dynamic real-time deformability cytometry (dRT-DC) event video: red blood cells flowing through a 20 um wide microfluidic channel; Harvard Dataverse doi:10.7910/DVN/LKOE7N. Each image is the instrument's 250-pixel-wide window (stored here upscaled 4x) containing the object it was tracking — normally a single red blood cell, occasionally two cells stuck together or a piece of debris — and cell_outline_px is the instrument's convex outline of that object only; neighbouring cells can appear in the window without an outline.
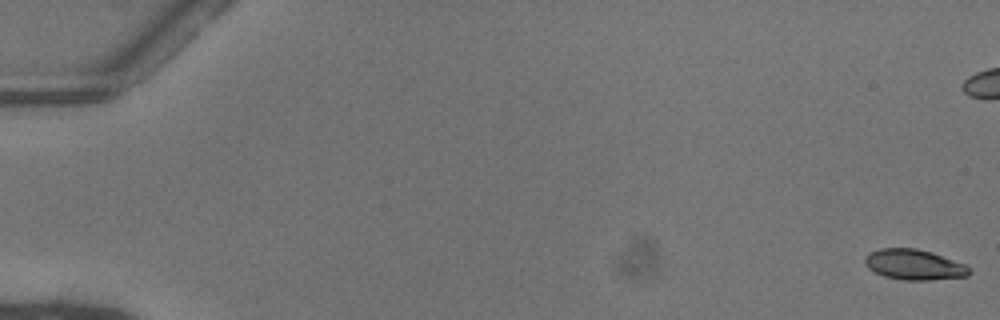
{"species": "common noctule bat (a hibernating species)", "species_latin": "Nyctalus noctula", "temperature_condition": "warm", "stored_images_in_passage": 53, "camera_frame_rate_fps": 3000, "um_per_image_px": 0.085, "animal": {"sex": "female"}, "frame": {"image": 1, "passage_image": 1, "time_ms": 0.0, "image_size_px": [1000, 320], "cell_outline_px": [[972, 272], [968, 276], [928, 280], [904, 280], [884, 276], [868, 268], [864, 264], [864, 256], [868, 252], [880, 248], [916, 248], [932, 252], [964, 264]], "centroid_in_image_um": [77.66, 22.48], "position_along_channel_um": 7.3, "area_um2": 18.55}}
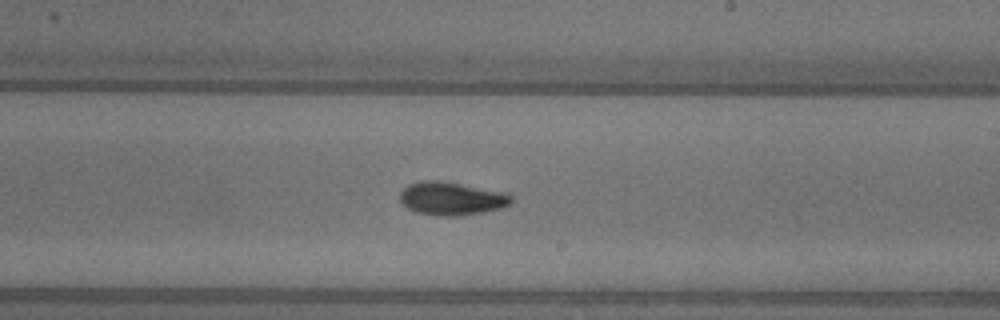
{"frame": {"image": 2, "passage_image": 32, "time_ms": 10.333, "image_size_px": [1000, 320], "cell_outline_px": [[512, 204], [500, 208], [460, 216], [436, 216], [416, 212], [400, 204], [400, 192], [408, 184], [420, 180], [436, 180], [508, 192], [512, 196]], "centroid_in_image_um": [38.36, 16.87], "position_along_channel_um": 250.6, "area_um2": 21.73}}
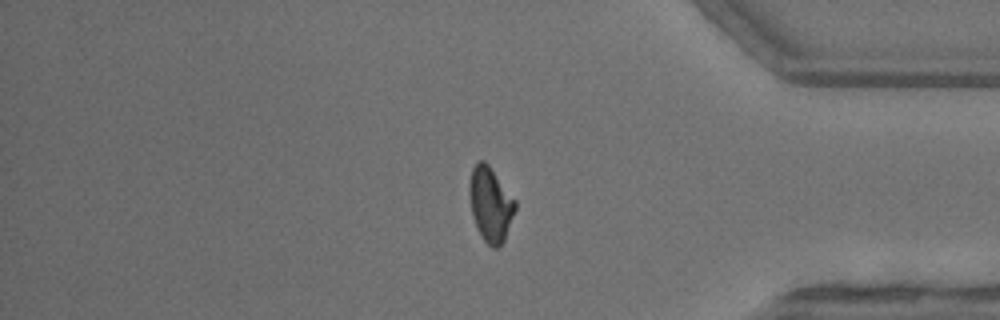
{"frame": {"image": 3, "passage_image": 44, "time_ms": 14.333, "image_size_px": [1000, 320], "cell_outline_px": [[516, 208], [504, 240], [496, 248], [492, 248], [484, 240], [472, 216], [468, 192], [468, 184], [472, 168], [480, 160], [484, 160], [488, 164], [516, 200]], "centroid_in_image_um": [41.68, 17.33], "position_along_channel_um": 393.5, "area_um2": 19.77}, "authors_computed_cell_mechanics": {"area_um2": 19.7676, "velocity_mm_per_s": 4.0945, "shape_relaxation_time_tau1_ms": 8.3808, "shape_relaxation_time_tau2_ms": 4.1692, "deformation_change_tau1": 0.223, "deformation_change_tau2": 0.0953}}